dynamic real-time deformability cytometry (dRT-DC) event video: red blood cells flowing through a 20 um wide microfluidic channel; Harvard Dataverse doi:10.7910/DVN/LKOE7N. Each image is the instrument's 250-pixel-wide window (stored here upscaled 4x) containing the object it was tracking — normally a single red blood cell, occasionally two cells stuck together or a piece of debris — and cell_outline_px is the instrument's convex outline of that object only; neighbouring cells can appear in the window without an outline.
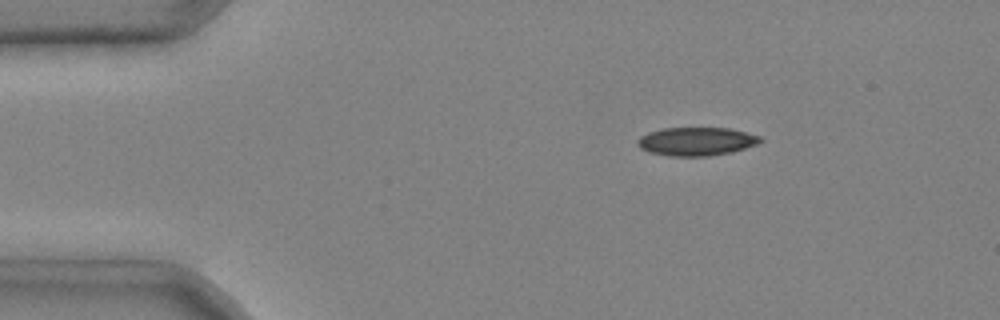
{"species": "common noctule bat (a hibernating species)", "species_latin": "Nyctalus noctula", "temperature_condition": "cold", "stored_images_in_passage": 5, "camera_frame_rate_fps": 3000, "um_per_image_px": 0.085, "animal": {"sex": "male", "body_mass_g": 20.4}, "frame": {"image": 1, "passage_image": 2, "time_ms": 0.333, "image_size_px": [1000, 320], "cell_outline_px": [[764, 140], [756, 144], [732, 152], [708, 156], [668, 156], [648, 152], [640, 148], [636, 144], [636, 140], [640, 136], [648, 132], [664, 128], [732, 128], [760, 136]], "centroid_in_image_um": [59.16, 12.02], "position_along_channel_um": 25.8, "area_um2": 20.46}}